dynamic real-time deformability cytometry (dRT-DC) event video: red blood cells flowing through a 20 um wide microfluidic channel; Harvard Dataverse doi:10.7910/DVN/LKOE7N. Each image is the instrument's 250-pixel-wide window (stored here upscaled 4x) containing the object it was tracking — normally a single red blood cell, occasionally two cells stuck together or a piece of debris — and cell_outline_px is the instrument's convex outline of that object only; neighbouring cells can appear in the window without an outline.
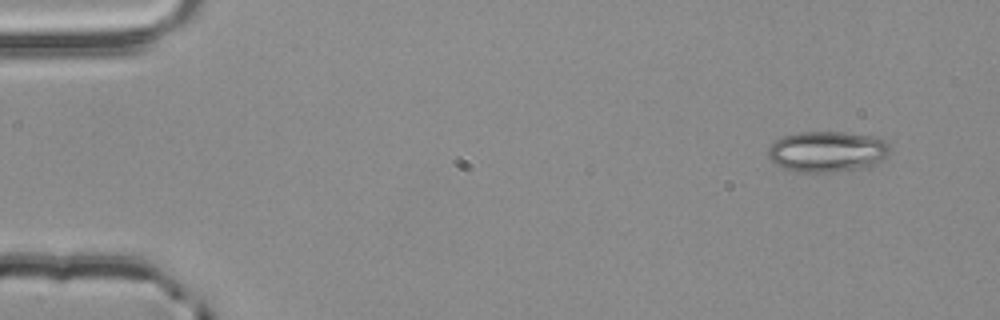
{"species": "common noctule bat (a hibernating species)", "species_latin": "Nyctalus noctula", "temperature_condition": "room temperature", "stored_images_in_passage": 5, "camera_frame_rate_fps": 3000, "um_per_image_px": 0.085, "animal": {"sex": "male", "body_mass_g": 20.4}, "frame": {"image": 1, "passage_image": 1, "time_ms": 0.0, "image_size_px": [1000, 320], "cell_outline_px": [[892, 148], [888, 156], [876, 164], [868, 168], [836, 172], [796, 172], [784, 168], [776, 164], [768, 156], [768, 148], [776, 140], [784, 136], [800, 132], [844, 132], [876, 136], [884, 140]], "centroid_in_image_um": [70.38, 12.89], "position_along_channel_um": 14.6, "area_um2": 29.42}}
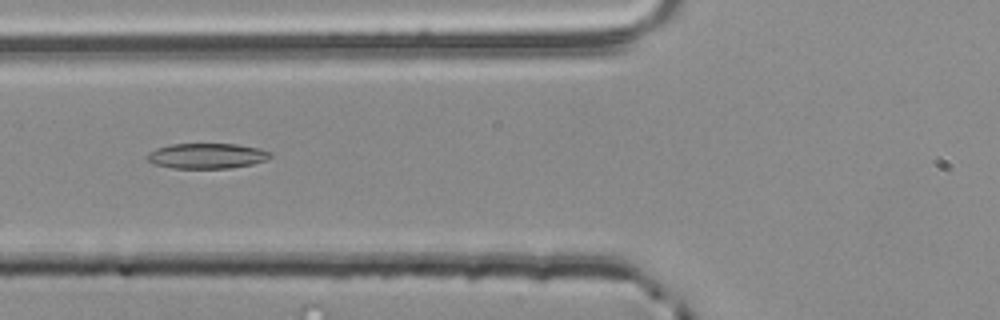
{"frame": {"image": 2, "passage_image": 5, "time_ms": 1.333, "image_size_px": [1000, 320], "cell_outline_px": [[272, 156], [264, 160], [252, 164], [228, 168], [172, 168], [156, 164], [148, 160], [144, 156], [148, 152], [156, 148], [168, 144], [236, 144], [260, 148], [268, 152]], "centroid_in_image_um": [17.53, 13.24], "position_along_channel_um": 108.3, "area_um2": 18.09}}